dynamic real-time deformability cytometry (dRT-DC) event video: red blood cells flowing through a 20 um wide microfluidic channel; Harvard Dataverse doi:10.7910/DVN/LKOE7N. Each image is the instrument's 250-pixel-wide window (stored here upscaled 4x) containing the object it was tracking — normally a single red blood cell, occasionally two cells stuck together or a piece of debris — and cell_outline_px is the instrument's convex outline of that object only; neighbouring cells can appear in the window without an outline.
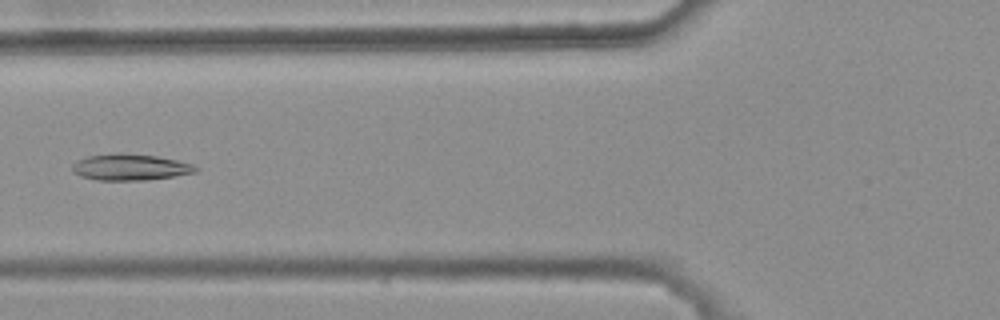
{"species": "common noctule bat (a hibernating species)", "species_latin": "Nyctalus noctula", "temperature_condition": "warm", "stored_images_in_passage": 6, "camera_frame_rate_fps": 3000, "um_per_image_px": 0.085, "animal": {"sex": "female", "body_mass_g": 25.1}, "frame": {"image": 1, "passage_image": 5, "time_ms": 1.333, "image_size_px": [1000, 320], "cell_outline_px": [[200, 168], [196, 172], [148, 180], [96, 180], [80, 176], [72, 172], [72, 164], [76, 160], [88, 156], [116, 152], [124, 152], [156, 156], [176, 160], [192, 164]], "centroid_in_image_um": [11.03, 14.2], "position_along_channel_um": 114.8, "area_um2": 19.13}}
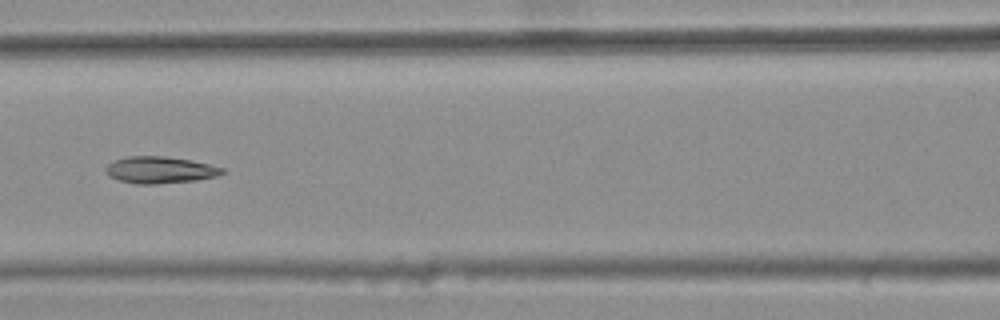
{"frame": {"image": 2, "passage_image": 6, "time_ms": 1.667, "image_size_px": [1000, 320], "cell_outline_px": [[224, 172], [216, 176], [196, 180], [156, 184], [136, 184], [120, 180], [108, 176], [104, 172], [104, 168], [108, 164], [116, 160], [128, 156], [164, 156], [192, 160], [224, 168]], "centroid_in_image_um": [13.57, 14.44], "position_along_channel_um": 153.0, "area_um2": 18.15}}